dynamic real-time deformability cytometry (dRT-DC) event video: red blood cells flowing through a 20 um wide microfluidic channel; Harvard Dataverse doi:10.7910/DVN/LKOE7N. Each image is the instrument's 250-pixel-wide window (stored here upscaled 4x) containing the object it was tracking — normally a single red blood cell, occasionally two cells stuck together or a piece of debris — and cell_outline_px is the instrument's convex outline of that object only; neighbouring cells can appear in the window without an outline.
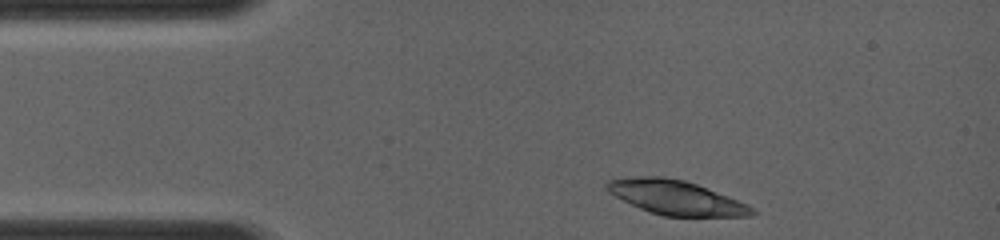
{"species": "common noctule bat (a hibernating species)", "species_latin": "Nyctalus noctula", "temperature_condition": "room temperature", "stored_images_in_passage": 2, "camera_frame_rate_fps": 4000, "um_per_image_px": 0.085, "animal": {"sex": "female", "body_mass_g": 19.0, "forearm_length_mm": 56.7}, "frame": {"image": 1, "passage_image": 1, "time_ms": 0.0, "image_size_px": [1000, 240], "cell_outline_px": [[756, 212], [752, 216], [664, 216], [648, 212], [608, 192], [604, 188], [604, 184], [608, 180], [640, 176], [664, 176], [684, 180], [696, 184], [748, 204]], "centroid_in_image_um": [57.43, 16.79], "position_along_channel_um": 27.6, "area_um2": 28.78}}